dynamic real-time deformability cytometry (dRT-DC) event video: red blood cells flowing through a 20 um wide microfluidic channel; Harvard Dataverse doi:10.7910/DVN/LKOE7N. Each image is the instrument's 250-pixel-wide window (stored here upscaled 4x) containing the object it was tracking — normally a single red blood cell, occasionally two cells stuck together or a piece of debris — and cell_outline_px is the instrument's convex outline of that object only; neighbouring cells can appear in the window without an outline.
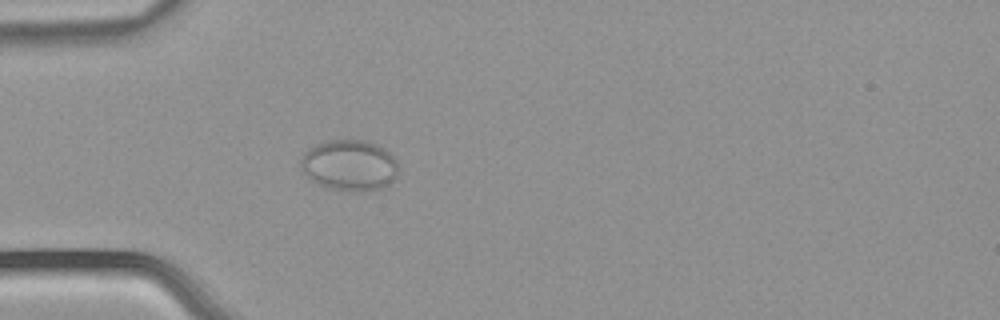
{"species": "common noctule bat (a hibernating species)", "species_latin": "Nyctalus noctula", "temperature_condition": "warm", "stored_images_in_passage": 3, "camera_frame_rate_fps": 3000, "um_per_image_px": 0.085, "animal": {"sex": "male", "body_mass_g": 21.5, "forearm_length_mm": 52.0}, "frame": {"image": 1, "passage_image": 3, "time_ms": 0.667, "image_size_px": [1000, 320], "cell_outline_px": [[400, 172], [396, 180], [388, 188], [360, 192], [356, 192], [324, 188], [312, 180], [300, 168], [300, 160], [304, 152], [316, 144], [324, 140], [344, 136], [368, 140], [384, 148], [396, 160]], "centroid_in_image_um": [29.75, 14.03], "position_along_channel_um": 55.3, "area_um2": 30.46}}